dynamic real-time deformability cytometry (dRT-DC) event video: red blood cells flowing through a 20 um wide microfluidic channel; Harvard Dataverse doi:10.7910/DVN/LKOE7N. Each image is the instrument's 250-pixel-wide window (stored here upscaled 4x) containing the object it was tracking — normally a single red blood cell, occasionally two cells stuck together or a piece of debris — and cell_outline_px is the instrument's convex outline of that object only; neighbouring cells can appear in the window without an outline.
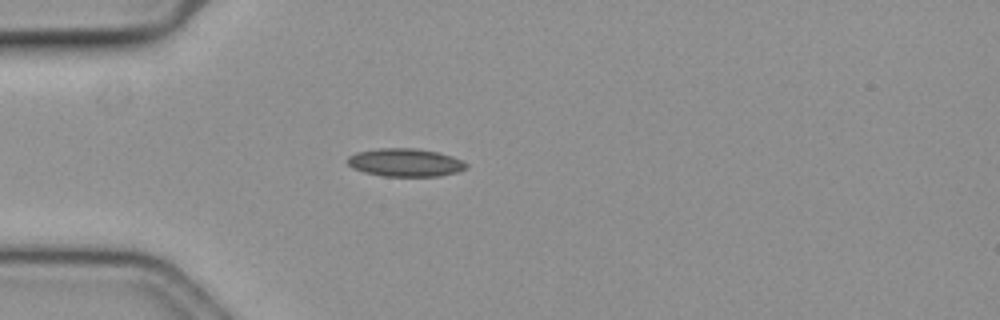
{"species": "common noctule bat (a hibernating species)", "species_latin": "Nyctalus noctula", "temperature_condition": "cold", "stored_images_in_passage": 42, "camera_frame_rate_fps": 3000, "um_per_image_px": 0.085, "animal": {"sex": "female", "body_mass_g": 19.3, "forearm_length_mm": 54.1}, "frame": {"image": 1, "passage_image": 1, "time_ms": 0.0, "image_size_px": [1000, 320], "cell_outline_px": [[468, 168], [456, 172], [440, 176], [384, 176], [364, 172], [352, 168], [348, 164], [348, 156], [356, 152], [380, 148], [416, 148], [436, 152], [452, 156], [468, 164]], "centroid_in_image_um": [34.44, 13.81], "position_along_channel_um": 50.6, "area_um2": 19.36}}
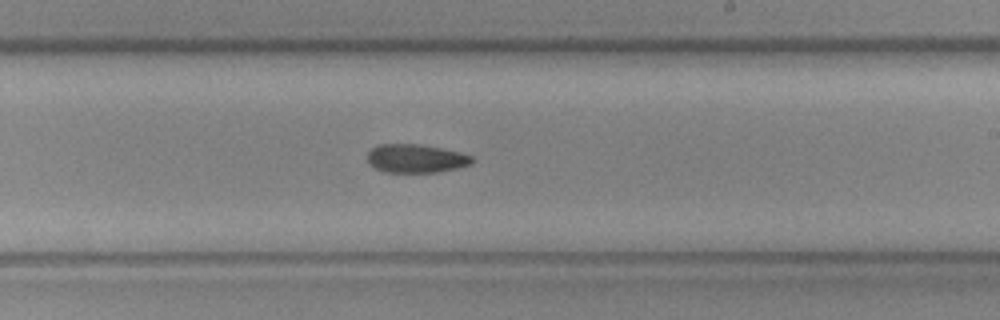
{"frame": {"image": 2, "passage_image": 19, "time_ms": 6.0, "image_size_px": [1000, 320], "cell_outline_px": [[476, 160], [472, 164], [440, 172], [384, 172], [368, 164], [368, 152], [376, 144], [420, 144], [460, 152], [472, 156]], "centroid_in_image_um": [35.36, 13.47], "position_along_channel_um": 253.6, "area_um2": 17.51}}
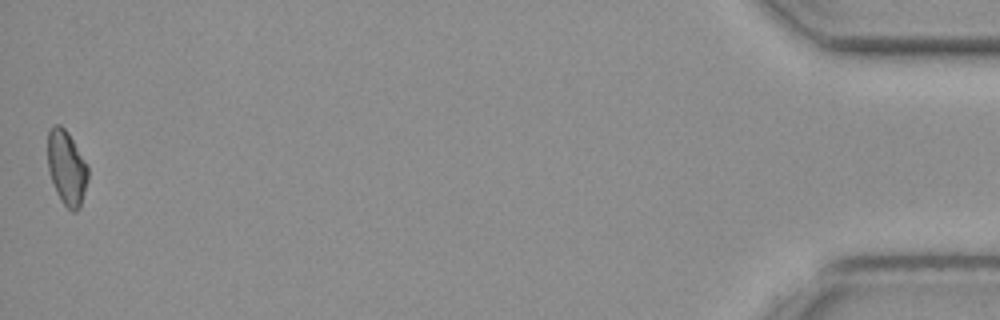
{"frame": {"image": 3, "passage_image": 42, "time_ms": 13.667, "image_size_px": [1000, 320], "cell_outline_px": [[88, 180], [80, 208], [76, 212], [72, 212], [60, 200], [56, 192], [48, 168], [48, 132], [52, 124], [60, 124], [68, 132], [88, 164]], "centroid_in_image_um": [5.68, 14.25], "position_along_channel_um": 429.5, "area_um2": 17.69}}